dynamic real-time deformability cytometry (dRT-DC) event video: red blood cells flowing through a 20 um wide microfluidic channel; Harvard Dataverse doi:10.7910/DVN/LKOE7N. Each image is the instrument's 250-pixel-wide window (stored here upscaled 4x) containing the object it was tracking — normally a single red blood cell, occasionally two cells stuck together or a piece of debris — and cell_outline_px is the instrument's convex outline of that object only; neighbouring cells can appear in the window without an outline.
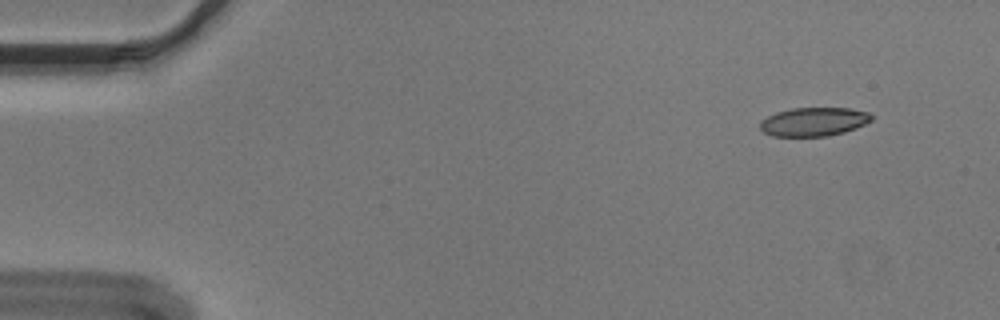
{"species": "Egyptian fruit bat (a non-hibernating species)", "species_latin": "Rousettus aegyptiacus", "temperature_condition": "cold", "stored_images_in_passage": 12, "camera_frame_rate_fps": 3000, "um_per_image_px": 0.085, "animal": {"sex": "male"}, "frame": {"image": 1, "passage_image": 1, "time_ms": 0.0, "image_size_px": [1000, 320], "cell_outline_px": [[872, 120], [856, 128], [844, 132], [828, 136], [772, 136], [764, 132], [760, 128], [760, 120], [776, 112], [792, 108], [848, 108], [868, 112], [872, 116]], "centroid_in_image_um": [69.16, 10.35], "position_along_channel_um": 15.8, "area_um2": 18.61}}